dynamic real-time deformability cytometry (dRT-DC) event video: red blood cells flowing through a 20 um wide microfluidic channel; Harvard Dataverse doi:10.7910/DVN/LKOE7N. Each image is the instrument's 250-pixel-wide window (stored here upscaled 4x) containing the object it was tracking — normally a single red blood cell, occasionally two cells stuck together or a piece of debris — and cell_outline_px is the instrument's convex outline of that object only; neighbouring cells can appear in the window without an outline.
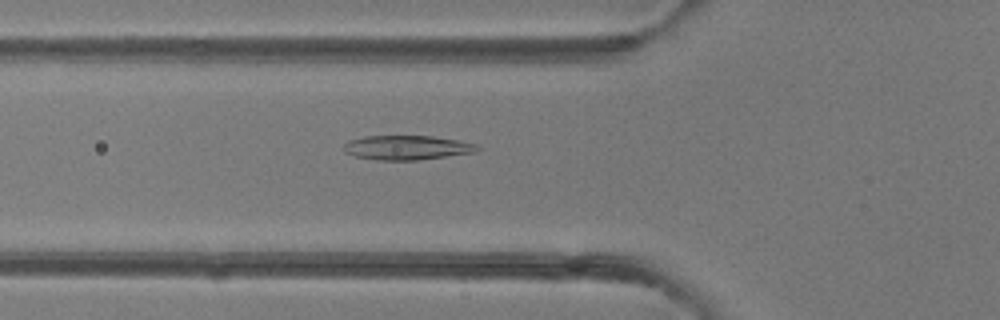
{"species": "common noctule bat (a hibernating species)", "species_latin": "Nyctalus noctula", "temperature_condition": "room temperature", "stored_images_in_passage": 49, "camera_frame_rate_fps": 3000, "um_per_image_px": 0.085, "animal": {"sex": "female"}, "frame": {"image": 1, "passage_image": 18, "time_ms": 5.667, "image_size_px": [1000, 320], "cell_outline_px": [[480, 148], [476, 152], [416, 160], [376, 160], [356, 156], [344, 152], [344, 144], [348, 140], [364, 136], [432, 136], [456, 140], [476, 144]], "centroid_in_image_um": [34.56, 12.54], "position_along_channel_um": 91.2, "area_um2": 18.84}}
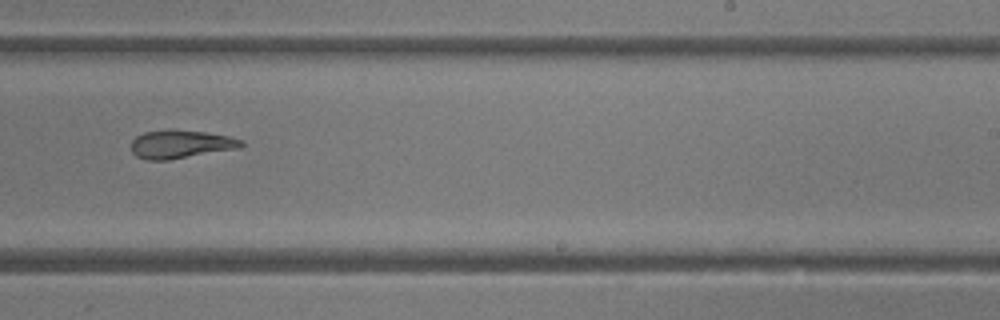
{"frame": {"image": 2, "passage_image": 31, "time_ms": 10.0, "image_size_px": [1000, 320], "cell_outline_px": [[244, 144], [240, 148], [168, 160], [148, 160], [136, 156], [132, 152], [132, 140], [136, 136], [144, 132], [168, 128], [172, 128], [208, 132], [228, 136], [244, 140]], "centroid_in_image_um": [15.36, 12.23], "position_along_channel_um": 273.6, "area_um2": 18.5}}
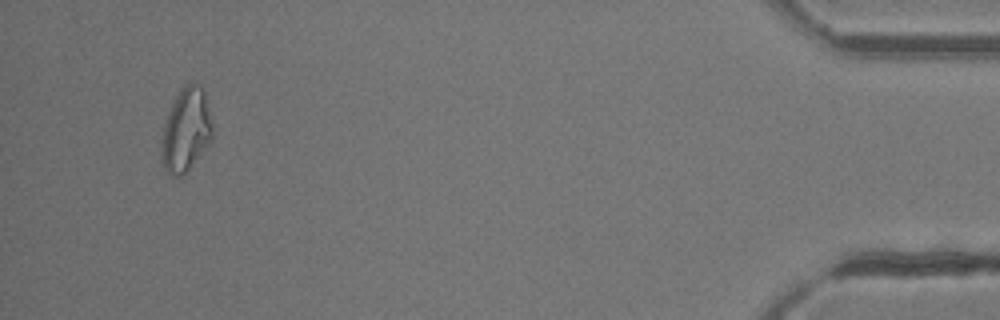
{"frame": {"image": 3, "passage_image": 47, "time_ms": 15.333, "image_size_px": [1000, 320], "cell_outline_px": [[212, 140], [188, 168], [180, 176], [172, 176], [164, 168], [160, 156], [160, 144], [164, 124], [168, 112], [176, 96], [184, 84], [196, 84], [204, 88], [212, 124]], "centroid_in_image_um": [15.79, 11.04], "position_along_channel_um": 419.4, "area_um2": 24.57}, "authors_computed_cell_mechanics": {"area_um2": 20.6924, "velocity_mm_per_s": 4.2135, "shape_relaxation_time_tau1_ms": 11.3595, "shape_relaxation_time_tau2_ms": 1.4294, "deformation_change_tau1": 0.2903, "deformation_change_tau2": 0.0683}}